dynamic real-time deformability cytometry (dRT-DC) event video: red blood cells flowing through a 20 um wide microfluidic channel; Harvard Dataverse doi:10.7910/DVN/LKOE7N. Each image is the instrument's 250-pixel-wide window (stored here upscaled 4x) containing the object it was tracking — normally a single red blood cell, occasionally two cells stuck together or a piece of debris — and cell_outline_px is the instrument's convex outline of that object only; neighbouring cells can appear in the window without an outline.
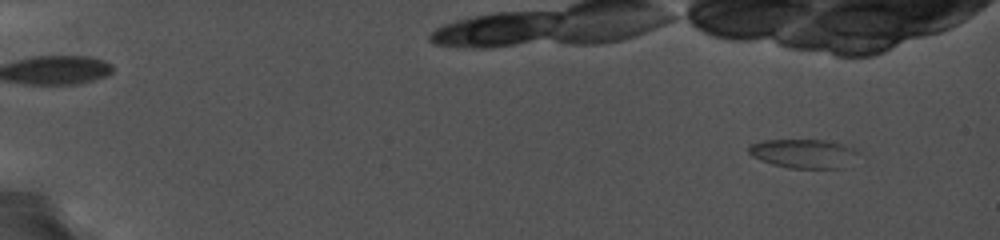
{"species": "common noctule bat (a hibernating species)", "species_latin": "Nyctalus noctula", "temperature_condition": "cold", "stored_images_in_passage": 73, "camera_frame_rate_fps": 5000, "um_per_image_px": 0.085, "animal": {"sex": "female", "body_mass_g": 19.0, "forearm_length_mm": 56.7}, "frame": {"image": 1, "passage_image": 11, "time_ms": 2.0, "image_size_px": [1000, 240], "cell_outline_px": [[864, 156], [844, 168], [788, 168], [772, 164], [760, 160], [752, 156], [748, 152], [748, 144], [760, 140], [828, 140], [852, 144], [860, 148]], "centroid_in_image_um": [68.49, 13.04], "position_along_channel_um": 16.5, "area_um2": 19.65}}
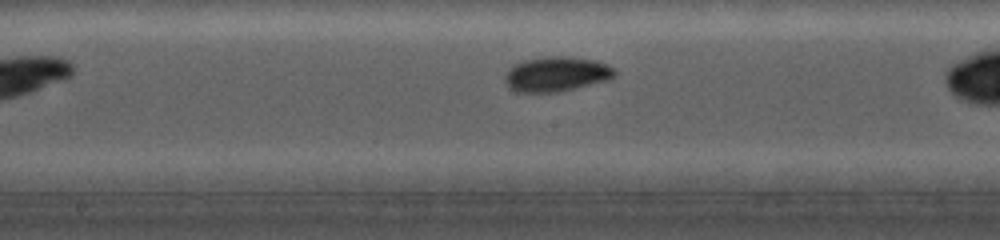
{"frame": {"image": 2, "passage_image": 51, "time_ms": 10.0, "image_size_px": [1000, 240], "cell_outline_px": [[616, 76], [608, 80], [556, 92], [516, 92], [504, 80], [504, 76], [508, 68], [524, 60], [544, 56], [572, 56], [596, 60], [608, 64], [616, 68]], "centroid_in_image_um": [47.33, 6.27], "position_along_channel_um": 200.9, "area_um2": 22.43}}